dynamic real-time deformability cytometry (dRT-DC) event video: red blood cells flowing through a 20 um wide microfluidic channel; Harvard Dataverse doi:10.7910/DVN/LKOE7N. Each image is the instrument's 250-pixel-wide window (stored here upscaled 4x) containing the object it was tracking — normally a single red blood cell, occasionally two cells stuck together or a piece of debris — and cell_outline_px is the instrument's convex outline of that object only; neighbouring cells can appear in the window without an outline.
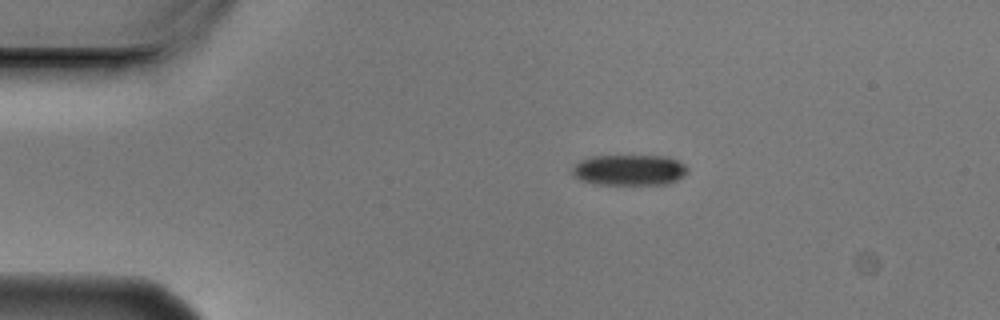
{"species": "Egyptian fruit bat (a non-hibernating species)", "species_latin": "Rousettus aegyptiacus", "temperature_condition": "cold", "stored_images_in_passage": 5, "camera_frame_rate_fps": 3000, "um_per_image_px": 0.085, "animal": {"sex": "male"}, "frame": {"image": 1, "passage_image": 1, "time_ms": 0.0, "image_size_px": [1000, 320], "cell_outline_px": [[688, 172], [684, 176], [668, 184], [596, 184], [580, 180], [572, 172], [572, 168], [580, 160], [588, 156], [668, 156], [684, 164], [688, 168]], "centroid_in_image_um": [53.5, 14.44], "position_along_channel_um": 31.5, "area_um2": 20.69}}
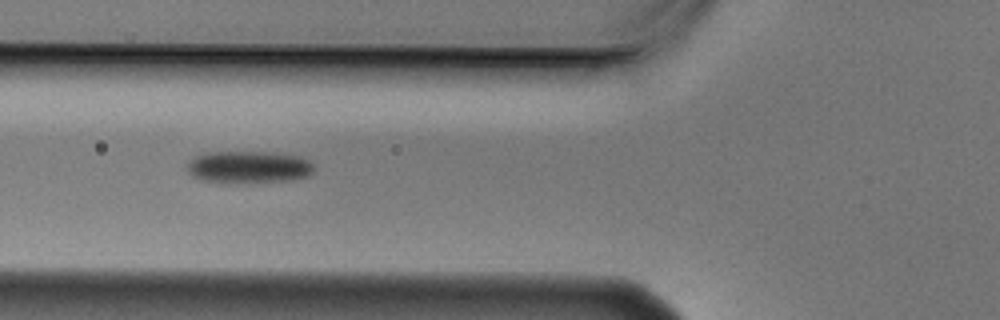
{"frame": {"image": 2, "passage_image": 4, "time_ms": 1.0, "image_size_px": [1000, 320], "cell_outline_px": [[312, 172], [308, 176], [296, 180], [236, 184], [220, 184], [204, 180], [192, 176], [188, 168], [188, 164], [196, 156], [208, 152], [268, 152], [300, 156], [308, 160], [312, 164]], "centroid_in_image_um": [21.15, 14.23], "position_along_channel_um": 104.6, "area_um2": 24.16}}
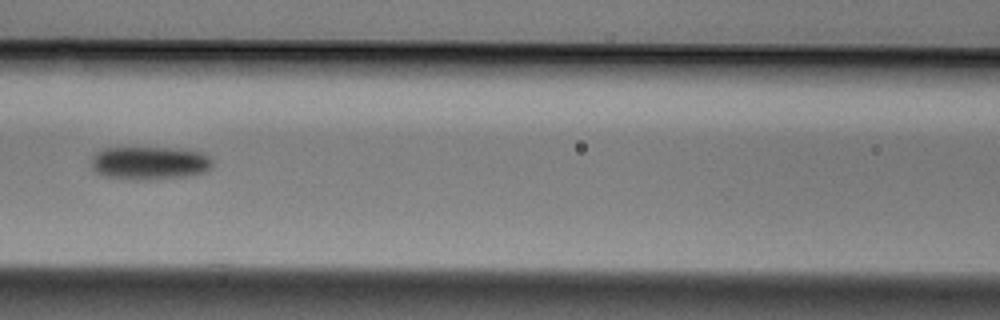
{"frame": {"image": 3, "passage_image": 5, "time_ms": 1.333, "image_size_px": [1000, 320], "cell_outline_px": [[212, 164], [204, 172], [184, 176], [144, 180], [136, 180], [108, 176], [96, 172], [92, 168], [92, 156], [96, 152], [104, 148], [180, 148], [200, 152], [208, 156], [212, 160]], "centroid_in_image_um": [12.7, 13.84], "position_along_channel_um": 153.9, "area_um2": 23.18}}